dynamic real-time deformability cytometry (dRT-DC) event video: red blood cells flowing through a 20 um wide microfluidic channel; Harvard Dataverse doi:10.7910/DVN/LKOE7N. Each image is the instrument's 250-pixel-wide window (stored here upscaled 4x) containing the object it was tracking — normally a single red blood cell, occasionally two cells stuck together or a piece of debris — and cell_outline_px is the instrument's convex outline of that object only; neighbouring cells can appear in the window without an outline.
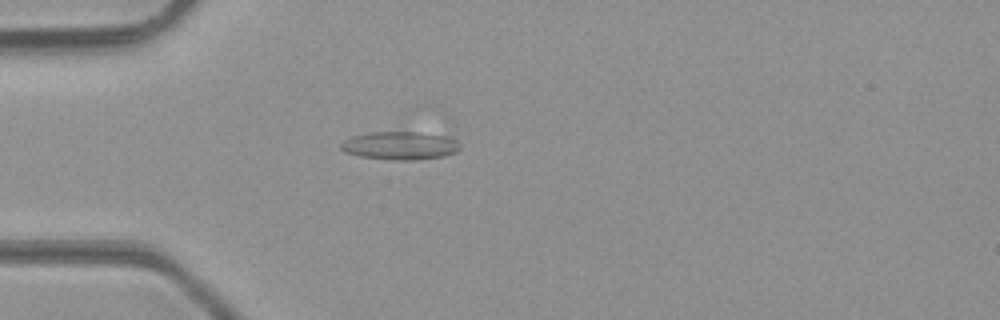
{"species": "common noctule bat (a hibernating species)", "species_latin": "Nyctalus noctula", "temperature_condition": "room temperature", "stored_images_in_passage": 27, "camera_frame_rate_fps": 3000, "um_per_image_px": 0.085, "animal": {"sex": "male", "body_mass_g": 23.1, "forearm_length_mm": 52.7}, "frame": {"image": 1, "passage_image": 3, "time_ms": 0.667, "image_size_px": [1000, 320], "cell_outline_px": [[460, 148], [456, 152], [444, 156], [416, 160], [396, 160], [360, 156], [344, 152], [340, 148], [340, 144], [344, 140], [352, 136], [368, 132], [412, 132], [452, 136], [460, 144]], "centroid_in_image_um": [34.02, 12.37], "position_along_channel_um": 51.0, "area_um2": 19.65}}
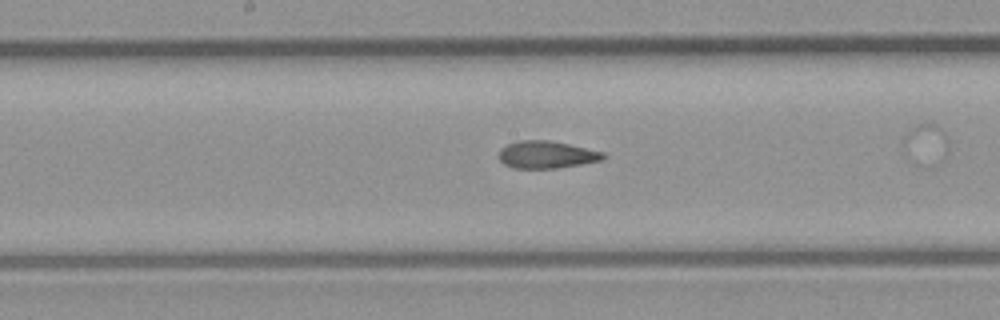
{"frame": {"image": 2, "passage_image": 14, "time_ms": 4.333, "image_size_px": [1000, 320], "cell_outline_px": [[608, 156], [604, 160], [556, 168], [512, 168], [504, 164], [500, 160], [500, 148], [508, 144], [520, 140], [548, 140], [568, 144], [604, 152]], "centroid_in_image_um": [46.48, 13.15], "position_along_channel_um": 201.7, "area_um2": 16.59}}
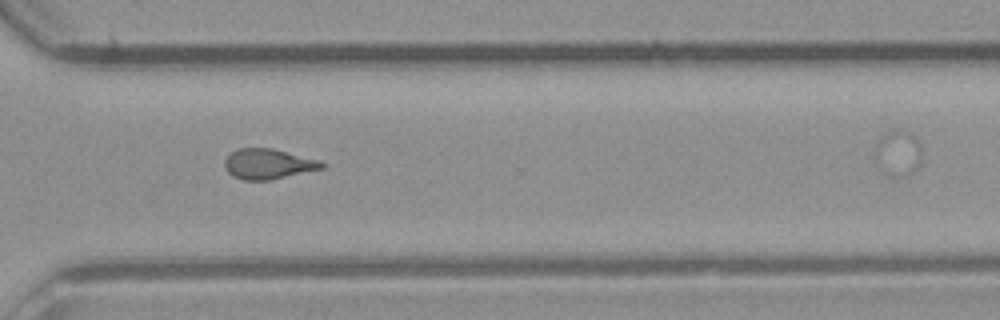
{"frame": {"image": 3, "passage_image": 24, "time_ms": 7.667, "image_size_px": [1000, 320], "cell_outline_px": [[328, 164], [324, 168], [268, 180], [244, 180], [232, 176], [224, 168], [224, 160], [232, 152], [240, 148], [272, 148], [320, 160]], "centroid_in_image_um": [22.8, 13.93], "position_along_channel_um": 347.8, "area_um2": 17.11}}